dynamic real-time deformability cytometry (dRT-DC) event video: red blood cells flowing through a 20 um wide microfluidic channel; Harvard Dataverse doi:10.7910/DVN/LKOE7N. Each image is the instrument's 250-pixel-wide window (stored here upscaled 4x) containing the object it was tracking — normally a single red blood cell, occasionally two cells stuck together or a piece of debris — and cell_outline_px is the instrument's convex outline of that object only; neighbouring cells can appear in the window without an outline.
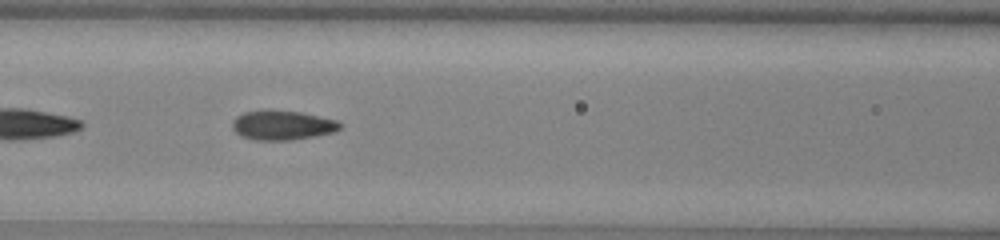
{"species": "common noctule bat (a hibernating species)", "species_latin": "Nyctalus noctula", "temperature_condition": "warm", "stored_images_in_passage": 37, "camera_frame_rate_fps": 3000, "um_per_image_px": 0.085, "animal": {"sex": "male", "body_mass_g": 13.0, "forearm_length_mm": 53.1}, "frame": {"image": 1, "passage_image": 11, "time_ms": 3.333, "image_size_px": [1000, 240], "cell_outline_px": [[344, 124], [336, 132], [316, 136], [288, 140], [256, 140], [240, 136], [232, 128], [232, 120], [236, 116], [244, 112], [268, 108], [300, 112], [336, 120]], "centroid_in_image_um": [23.98, 10.62], "position_along_channel_um": 142.6, "area_um2": 18.9}, "authors_computed_cell_mechanics": {"area_um2": 18.207, "velocity_mm_per_s": 4.0459, "shape_relaxation_time_tau1_ms": 5.0156, "shape_relaxation_time_tau2_ms": 1.4593, "deformation_change_tau1": 0.1857, "deformation_change_tau2": 0.0714}}